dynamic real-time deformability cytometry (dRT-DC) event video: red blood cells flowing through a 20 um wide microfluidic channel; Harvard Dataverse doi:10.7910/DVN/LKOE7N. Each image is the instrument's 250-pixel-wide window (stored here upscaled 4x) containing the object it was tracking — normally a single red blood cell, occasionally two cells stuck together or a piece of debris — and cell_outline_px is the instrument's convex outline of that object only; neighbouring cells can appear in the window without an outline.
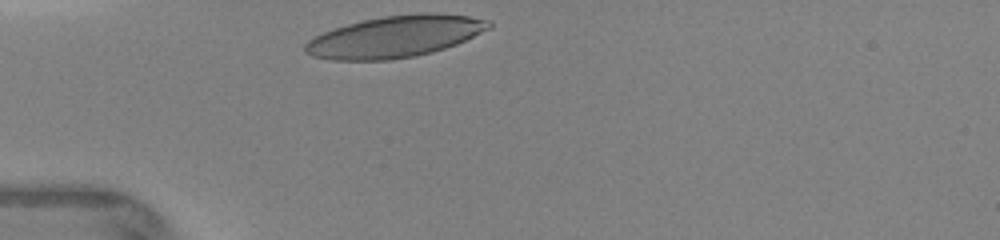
{"species": "human", "species_latin": "Homo sapiens", "temperature_condition": "warm", "stored_images_in_passage": 4, "camera_frame_rate_fps": 3000, "um_per_image_px": 0.085, "donor": {"sex": "female"}, "frame": {"image": 1, "passage_image": 1, "time_ms": 0.0, "image_size_px": [1000, 240], "cell_outline_px": [[492, 28], [456, 44], [432, 52], [416, 56], [392, 60], [332, 60], [312, 56], [304, 52], [304, 44], [308, 40], [324, 32], [348, 24], [364, 20], [384, 16], [420, 12], [428, 12], [468, 16], [492, 20]], "centroid_in_image_um": [33.61, 3.11], "position_along_channel_um": 51.4, "area_um2": 44.62}}